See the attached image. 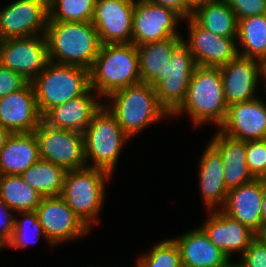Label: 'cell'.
<instances>
[{
	"mask_svg": "<svg viewBox=\"0 0 266 267\" xmlns=\"http://www.w3.org/2000/svg\"><path fill=\"white\" fill-rule=\"evenodd\" d=\"M45 37L50 62L80 66L88 70L101 46L92 22L48 20Z\"/></svg>",
	"mask_w": 266,
	"mask_h": 267,
	"instance_id": "cell-1",
	"label": "cell"
},
{
	"mask_svg": "<svg viewBox=\"0 0 266 267\" xmlns=\"http://www.w3.org/2000/svg\"><path fill=\"white\" fill-rule=\"evenodd\" d=\"M90 88L101 98L141 82L137 46L133 43L101 44L89 70Z\"/></svg>",
	"mask_w": 266,
	"mask_h": 267,
	"instance_id": "cell-2",
	"label": "cell"
},
{
	"mask_svg": "<svg viewBox=\"0 0 266 267\" xmlns=\"http://www.w3.org/2000/svg\"><path fill=\"white\" fill-rule=\"evenodd\" d=\"M227 108L220 67L197 66L191 76L186 99L171 118L186 113L194 126L211 123L218 129L225 120Z\"/></svg>",
	"mask_w": 266,
	"mask_h": 267,
	"instance_id": "cell-3",
	"label": "cell"
},
{
	"mask_svg": "<svg viewBox=\"0 0 266 267\" xmlns=\"http://www.w3.org/2000/svg\"><path fill=\"white\" fill-rule=\"evenodd\" d=\"M105 107L116 117L130 139L151 124L171 117L158 101L156 89L140 82L111 93ZM109 105V106H108Z\"/></svg>",
	"mask_w": 266,
	"mask_h": 267,
	"instance_id": "cell-4",
	"label": "cell"
},
{
	"mask_svg": "<svg viewBox=\"0 0 266 267\" xmlns=\"http://www.w3.org/2000/svg\"><path fill=\"white\" fill-rule=\"evenodd\" d=\"M112 175L105 170L85 167L67 171L61 197L91 229L99 223V214L106 200V182Z\"/></svg>",
	"mask_w": 266,
	"mask_h": 267,
	"instance_id": "cell-5",
	"label": "cell"
},
{
	"mask_svg": "<svg viewBox=\"0 0 266 267\" xmlns=\"http://www.w3.org/2000/svg\"><path fill=\"white\" fill-rule=\"evenodd\" d=\"M83 134L87 167L105 170L113 176L122 148L131 140L116 117L103 105Z\"/></svg>",
	"mask_w": 266,
	"mask_h": 267,
	"instance_id": "cell-6",
	"label": "cell"
},
{
	"mask_svg": "<svg viewBox=\"0 0 266 267\" xmlns=\"http://www.w3.org/2000/svg\"><path fill=\"white\" fill-rule=\"evenodd\" d=\"M31 83L43 116L52 107L83 95L90 88L89 70L49 61Z\"/></svg>",
	"mask_w": 266,
	"mask_h": 267,
	"instance_id": "cell-7",
	"label": "cell"
},
{
	"mask_svg": "<svg viewBox=\"0 0 266 267\" xmlns=\"http://www.w3.org/2000/svg\"><path fill=\"white\" fill-rule=\"evenodd\" d=\"M33 133L38 142L40 159L66 171L87 167L83 133L50 127L43 121Z\"/></svg>",
	"mask_w": 266,
	"mask_h": 267,
	"instance_id": "cell-8",
	"label": "cell"
},
{
	"mask_svg": "<svg viewBox=\"0 0 266 267\" xmlns=\"http://www.w3.org/2000/svg\"><path fill=\"white\" fill-rule=\"evenodd\" d=\"M49 62L45 34L0 40V65L32 82Z\"/></svg>",
	"mask_w": 266,
	"mask_h": 267,
	"instance_id": "cell-9",
	"label": "cell"
},
{
	"mask_svg": "<svg viewBox=\"0 0 266 267\" xmlns=\"http://www.w3.org/2000/svg\"><path fill=\"white\" fill-rule=\"evenodd\" d=\"M184 18L171 8L144 0H135L132 43L141 45L171 37H184L178 31Z\"/></svg>",
	"mask_w": 266,
	"mask_h": 267,
	"instance_id": "cell-10",
	"label": "cell"
},
{
	"mask_svg": "<svg viewBox=\"0 0 266 267\" xmlns=\"http://www.w3.org/2000/svg\"><path fill=\"white\" fill-rule=\"evenodd\" d=\"M35 212L47 240L54 247L81 239L91 230L61 196L43 197Z\"/></svg>",
	"mask_w": 266,
	"mask_h": 267,
	"instance_id": "cell-11",
	"label": "cell"
},
{
	"mask_svg": "<svg viewBox=\"0 0 266 267\" xmlns=\"http://www.w3.org/2000/svg\"><path fill=\"white\" fill-rule=\"evenodd\" d=\"M48 0H15L0 10V40L45 34Z\"/></svg>",
	"mask_w": 266,
	"mask_h": 267,
	"instance_id": "cell-12",
	"label": "cell"
},
{
	"mask_svg": "<svg viewBox=\"0 0 266 267\" xmlns=\"http://www.w3.org/2000/svg\"><path fill=\"white\" fill-rule=\"evenodd\" d=\"M196 67L189 48L182 43L164 68L163 81L155 89L159 103L170 116L184 103Z\"/></svg>",
	"mask_w": 266,
	"mask_h": 267,
	"instance_id": "cell-13",
	"label": "cell"
},
{
	"mask_svg": "<svg viewBox=\"0 0 266 267\" xmlns=\"http://www.w3.org/2000/svg\"><path fill=\"white\" fill-rule=\"evenodd\" d=\"M188 36L183 43L189 48L197 66L221 67L238 56L237 37H222L201 27L192 17L184 19Z\"/></svg>",
	"mask_w": 266,
	"mask_h": 267,
	"instance_id": "cell-14",
	"label": "cell"
},
{
	"mask_svg": "<svg viewBox=\"0 0 266 267\" xmlns=\"http://www.w3.org/2000/svg\"><path fill=\"white\" fill-rule=\"evenodd\" d=\"M135 0H96L92 24L101 44L132 43Z\"/></svg>",
	"mask_w": 266,
	"mask_h": 267,
	"instance_id": "cell-15",
	"label": "cell"
},
{
	"mask_svg": "<svg viewBox=\"0 0 266 267\" xmlns=\"http://www.w3.org/2000/svg\"><path fill=\"white\" fill-rule=\"evenodd\" d=\"M42 122L31 82L0 98V126L11 134L33 133Z\"/></svg>",
	"mask_w": 266,
	"mask_h": 267,
	"instance_id": "cell-16",
	"label": "cell"
},
{
	"mask_svg": "<svg viewBox=\"0 0 266 267\" xmlns=\"http://www.w3.org/2000/svg\"><path fill=\"white\" fill-rule=\"evenodd\" d=\"M218 130L242 141L266 139V102L259 96L229 105Z\"/></svg>",
	"mask_w": 266,
	"mask_h": 267,
	"instance_id": "cell-17",
	"label": "cell"
},
{
	"mask_svg": "<svg viewBox=\"0 0 266 267\" xmlns=\"http://www.w3.org/2000/svg\"><path fill=\"white\" fill-rule=\"evenodd\" d=\"M224 98L227 105L253 100L260 82L258 59L237 56L220 67Z\"/></svg>",
	"mask_w": 266,
	"mask_h": 267,
	"instance_id": "cell-18",
	"label": "cell"
},
{
	"mask_svg": "<svg viewBox=\"0 0 266 267\" xmlns=\"http://www.w3.org/2000/svg\"><path fill=\"white\" fill-rule=\"evenodd\" d=\"M209 215L200 227L207 234L211 243L224 252L231 260L233 254L241 256L256 234L230 217L222 210L208 211Z\"/></svg>",
	"mask_w": 266,
	"mask_h": 267,
	"instance_id": "cell-19",
	"label": "cell"
},
{
	"mask_svg": "<svg viewBox=\"0 0 266 267\" xmlns=\"http://www.w3.org/2000/svg\"><path fill=\"white\" fill-rule=\"evenodd\" d=\"M103 105V99L89 88L83 95L49 109L42 121L50 127L83 133Z\"/></svg>",
	"mask_w": 266,
	"mask_h": 267,
	"instance_id": "cell-20",
	"label": "cell"
},
{
	"mask_svg": "<svg viewBox=\"0 0 266 267\" xmlns=\"http://www.w3.org/2000/svg\"><path fill=\"white\" fill-rule=\"evenodd\" d=\"M265 191L266 184L260 179L230 189L221 210L257 234L262 229L261 207Z\"/></svg>",
	"mask_w": 266,
	"mask_h": 267,
	"instance_id": "cell-21",
	"label": "cell"
},
{
	"mask_svg": "<svg viewBox=\"0 0 266 267\" xmlns=\"http://www.w3.org/2000/svg\"><path fill=\"white\" fill-rule=\"evenodd\" d=\"M199 164V190L203 204L208 211L221 210L229 190L223 176L221 154L209 142L202 153Z\"/></svg>",
	"mask_w": 266,
	"mask_h": 267,
	"instance_id": "cell-22",
	"label": "cell"
},
{
	"mask_svg": "<svg viewBox=\"0 0 266 267\" xmlns=\"http://www.w3.org/2000/svg\"><path fill=\"white\" fill-rule=\"evenodd\" d=\"M173 239L181 252L182 267H225L232 261L210 242L200 226Z\"/></svg>",
	"mask_w": 266,
	"mask_h": 267,
	"instance_id": "cell-23",
	"label": "cell"
},
{
	"mask_svg": "<svg viewBox=\"0 0 266 267\" xmlns=\"http://www.w3.org/2000/svg\"><path fill=\"white\" fill-rule=\"evenodd\" d=\"M209 143L221 154L228 190L255 179L246 162V141L231 138L217 130Z\"/></svg>",
	"mask_w": 266,
	"mask_h": 267,
	"instance_id": "cell-24",
	"label": "cell"
},
{
	"mask_svg": "<svg viewBox=\"0 0 266 267\" xmlns=\"http://www.w3.org/2000/svg\"><path fill=\"white\" fill-rule=\"evenodd\" d=\"M183 37H171L137 45L141 82L156 88L163 81L164 68Z\"/></svg>",
	"mask_w": 266,
	"mask_h": 267,
	"instance_id": "cell-25",
	"label": "cell"
},
{
	"mask_svg": "<svg viewBox=\"0 0 266 267\" xmlns=\"http://www.w3.org/2000/svg\"><path fill=\"white\" fill-rule=\"evenodd\" d=\"M39 159L34 133L10 134L0 150V175H21Z\"/></svg>",
	"mask_w": 266,
	"mask_h": 267,
	"instance_id": "cell-26",
	"label": "cell"
},
{
	"mask_svg": "<svg viewBox=\"0 0 266 267\" xmlns=\"http://www.w3.org/2000/svg\"><path fill=\"white\" fill-rule=\"evenodd\" d=\"M192 18L215 35L237 37L238 21L225 0H205L193 9Z\"/></svg>",
	"mask_w": 266,
	"mask_h": 267,
	"instance_id": "cell-27",
	"label": "cell"
},
{
	"mask_svg": "<svg viewBox=\"0 0 266 267\" xmlns=\"http://www.w3.org/2000/svg\"><path fill=\"white\" fill-rule=\"evenodd\" d=\"M236 41L239 42L237 43L239 56L258 60L265 57L266 14L238 20Z\"/></svg>",
	"mask_w": 266,
	"mask_h": 267,
	"instance_id": "cell-28",
	"label": "cell"
},
{
	"mask_svg": "<svg viewBox=\"0 0 266 267\" xmlns=\"http://www.w3.org/2000/svg\"><path fill=\"white\" fill-rule=\"evenodd\" d=\"M66 170L52 162L39 159L20 176L43 197L60 196Z\"/></svg>",
	"mask_w": 266,
	"mask_h": 267,
	"instance_id": "cell-29",
	"label": "cell"
},
{
	"mask_svg": "<svg viewBox=\"0 0 266 267\" xmlns=\"http://www.w3.org/2000/svg\"><path fill=\"white\" fill-rule=\"evenodd\" d=\"M0 198L16 213L35 211L43 196L20 175H0Z\"/></svg>",
	"mask_w": 266,
	"mask_h": 267,
	"instance_id": "cell-30",
	"label": "cell"
},
{
	"mask_svg": "<svg viewBox=\"0 0 266 267\" xmlns=\"http://www.w3.org/2000/svg\"><path fill=\"white\" fill-rule=\"evenodd\" d=\"M19 219L15 216L14 230L9 241L4 245L2 249L6 248H15L21 249L26 248L30 244L37 243L40 237H43L46 240V243H49V246H54L47 240V237L43 231L42 225L39 222L38 216L35 211H25V212H16Z\"/></svg>",
	"mask_w": 266,
	"mask_h": 267,
	"instance_id": "cell-31",
	"label": "cell"
},
{
	"mask_svg": "<svg viewBox=\"0 0 266 267\" xmlns=\"http://www.w3.org/2000/svg\"><path fill=\"white\" fill-rule=\"evenodd\" d=\"M96 0H48L52 21L92 22Z\"/></svg>",
	"mask_w": 266,
	"mask_h": 267,
	"instance_id": "cell-32",
	"label": "cell"
},
{
	"mask_svg": "<svg viewBox=\"0 0 266 267\" xmlns=\"http://www.w3.org/2000/svg\"><path fill=\"white\" fill-rule=\"evenodd\" d=\"M136 260V267H182L181 252L173 238L156 242Z\"/></svg>",
	"mask_w": 266,
	"mask_h": 267,
	"instance_id": "cell-33",
	"label": "cell"
},
{
	"mask_svg": "<svg viewBox=\"0 0 266 267\" xmlns=\"http://www.w3.org/2000/svg\"><path fill=\"white\" fill-rule=\"evenodd\" d=\"M246 162L255 179H258L266 168V139L246 141Z\"/></svg>",
	"mask_w": 266,
	"mask_h": 267,
	"instance_id": "cell-34",
	"label": "cell"
},
{
	"mask_svg": "<svg viewBox=\"0 0 266 267\" xmlns=\"http://www.w3.org/2000/svg\"><path fill=\"white\" fill-rule=\"evenodd\" d=\"M235 13L237 21L266 14V0H225Z\"/></svg>",
	"mask_w": 266,
	"mask_h": 267,
	"instance_id": "cell-35",
	"label": "cell"
},
{
	"mask_svg": "<svg viewBox=\"0 0 266 267\" xmlns=\"http://www.w3.org/2000/svg\"><path fill=\"white\" fill-rule=\"evenodd\" d=\"M239 258L242 267H266V246L256 236Z\"/></svg>",
	"mask_w": 266,
	"mask_h": 267,
	"instance_id": "cell-36",
	"label": "cell"
},
{
	"mask_svg": "<svg viewBox=\"0 0 266 267\" xmlns=\"http://www.w3.org/2000/svg\"><path fill=\"white\" fill-rule=\"evenodd\" d=\"M27 83L22 75L0 65V98L22 89Z\"/></svg>",
	"mask_w": 266,
	"mask_h": 267,
	"instance_id": "cell-37",
	"label": "cell"
},
{
	"mask_svg": "<svg viewBox=\"0 0 266 267\" xmlns=\"http://www.w3.org/2000/svg\"><path fill=\"white\" fill-rule=\"evenodd\" d=\"M15 215L16 213L0 198V250L11 238Z\"/></svg>",
	"mask_w": 266,
	"mask_h": 267,
	"instance_id": "cell-38",
	"label": "cell"
},
{
	"mask_svg": "<svg viewBox=\"0 0 266 267\" xmlns=\"http://www.w3.org/2000/svg\"><path fill=\"white\" fill-rule=\"evenodd\" d=\"M153 4L168 7L180 14L184 19L192 17L193 7L186 0H144Z\"/></svg>",
	"mask_w": 266,
	"mask_h": 267,
	"instance_id": "cell-39",
	"label": "cell"
},
{
	"mask_svg": "<svg viewBox=\"0 0 266 267\" xmlns=\"http://www.w3.org/2000/svg\"><path fill=\"white\" fill-rule=\"evenodd\" d=\"M260 63V78H263L262 80L265 83L264 88L266 89V56L259 60ZM266 93V90L264 91Z\"/></svg>",
	"mask_w": 266,
	"mask_h": 267,
	"instance_id": "cell-40",
	"label": "cell"
},
{
	"mask_svg": "<svg viewBox=\"0 0 266 267\" xmlns=\"http://www.w3.org/2000/svg\"><path fill=\"white\" fill-rule=\"evenodd\" d=\"M11 133L0 126V150L4 147L7 138Z\"/></svg>",
	"mask_w": 266,
	"mask_h": 267,
	"instance_id": "cell-41",
	"label": "cell"
},
{
	"mask_svg": "<svg viewBox=\"0 0 266 267\" xmlns=\"http://www.w3.org/2000/svg\"><path fill=\"white\" fill-rule=\"evenodd\" d=\"M261 219H262V229L266 228V191L263 196L262 207H261Z\"/></svg>",
	"mask_w": 266,
	"mask_h": 267,
	"instance_id": "cell-42",
	"label": "cell"
},
{
	"mask_svg": "<svg viewBox=\"0 0 266 267\" xmlns=\"http://www.w3.org/2000/svg\"><path fill=\"white\" fill-rule=\"evenodd\" d=\"M256 236L263 242L266 246V228L261 229Z\"/></svg>",
	"mask_w": 266,
	"mask_h": 267,
	"instance_id": "cell-43",
	"label": "cell"
},
{
	"mask_svg": "<svg viewBox=\"0 0 266 267\" xmlns=\"http://www.w3.org/2000/svg\"><path fill=\"white\" fill-rule=\"evenodd\" d=\"M193 8L197 5L202 4L205 0H186Z\"/></svg>",
	"mask_w": 266,
	"mask_h": 267,
	"instance_id": "cell-44",
	"label": "cell"
},
{
	"mask_svg": "<svg viewBox=\"0 0 266 267\" xmlns=\"http://www.w3.org/2000/svg\"><path fill=\"white\" fill-rule=\"evenodd\" d=\"M225 267H242L238 262H229Z\"/></svg>",
	"mask_w": 266,
	"mask_h": 267,
	"instance_id": "cell-45",
	"label": "cell"
},
{
	"mask_svg": "<svg viewBox=\"0 0 266 267\" xmlns=\"http://www.w3.org/2000/svg\"><path fill=\"white\" fill-rule=\"evenodd\" d=\"M261 181H263L266 184V168L264 170V173L258 178Z\"/></svg>",
	"mask_w": 266,
	"mask_h": 267,
	"instance_id": "cell-46",
	"label": "cell"
}]
</instances>
